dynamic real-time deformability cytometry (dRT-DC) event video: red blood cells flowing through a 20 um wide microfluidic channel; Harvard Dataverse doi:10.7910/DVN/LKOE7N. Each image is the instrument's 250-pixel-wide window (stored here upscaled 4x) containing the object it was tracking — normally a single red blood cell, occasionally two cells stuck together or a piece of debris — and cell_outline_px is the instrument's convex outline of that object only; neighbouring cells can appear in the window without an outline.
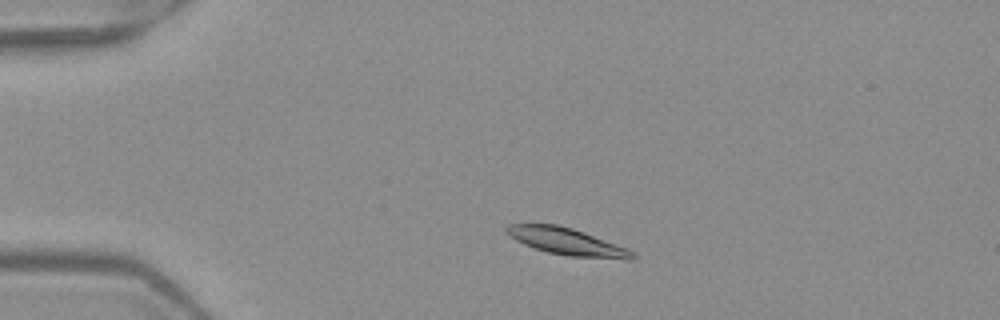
{"species": "Egyptian fruit bat (a non-hibernating species)", "species_latin": "Rousettus aegyptiacus", "temperature_condition": "warm", "stored_images_in_passage": 3, "camera_frame_rate_fps": 3000, "um_per_image_px": 0.085, "frame": {"image": 1, "passage_image": 2, "time_ms": 0.333, "image_size_px": [1000, 320], "cell_outline_px": [[636, 260], [624, 260], [568, 256], [548, 252], [524, 244], [516, 240], [504, 232], [504, 228], [508, 224], [556, 224], [572, 228], [584, 232], [628, 248], [636, 252]], "centroid_in_image_um": [48.26, 20.55], "position_along_channel_um": 36.7, "area_um2": 20.06}}